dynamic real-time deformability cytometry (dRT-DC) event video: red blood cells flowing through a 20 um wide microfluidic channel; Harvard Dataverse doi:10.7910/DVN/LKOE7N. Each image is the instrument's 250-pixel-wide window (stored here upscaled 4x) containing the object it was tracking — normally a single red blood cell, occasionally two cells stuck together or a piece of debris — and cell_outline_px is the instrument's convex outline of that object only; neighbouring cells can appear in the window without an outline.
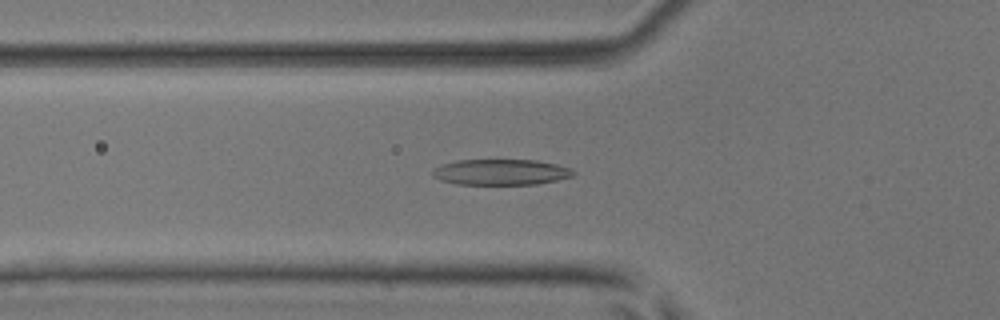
{"species": "common noctule bat (a hibernating species)", "species_latin": "Nyctalus noctula", "temperature_condition": "room temperature", "stored_images_in_passage": 47, "camera_frame_rate_fps": 3000, "um_per_image_px": 0.085, "animal": {"sex": "male", "body_mass_g": 17.9, "forearm_length_mm": 54.2}, "frame": {"image": 1, "passage_image": 15, "time_ms": 4.667, "image_size_px": [1000, 320], "cell_outline_px": [[576, 172], [572, 176], [556, 180], [536, 184], [456, 184], [440, 180], [432, 176], [432, 172], [440, 164], [456, 160], [536, 160], [556, 164], [572, 168]], "centroid_in_image_um": [42.56, 14.62], "position_along_channel_um": 83.2, "area_um2": 21.15}}
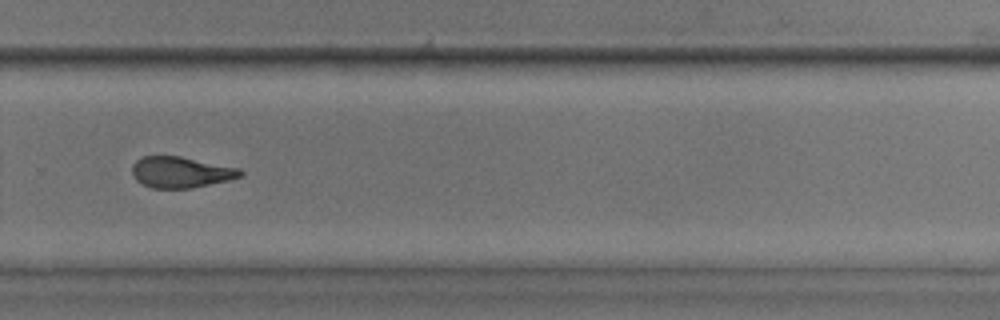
{"frame": {"image": 2, "passage_image": 32, "time_ms": 10.333, "image_size_px": [1000, 320], "cell_outline_px": [[244, 172], [240, 176], [228, 180], [192, 188], [152, 188], [136, 180], [132, 172], [132, 164], [136, 160], [144, 156], [180, 156], [240, 168]], "centroid_in_image_um": [15.37, 14.63], "position_along_channel_um": 314.4, "area_um2": 19.48}}
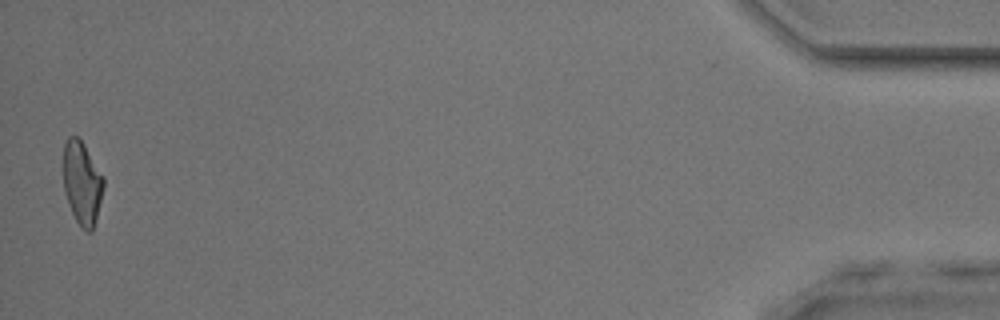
{"frame": {"image": 3, "passage_image": 47, "time_ms": 15.333, "image_size_px": [1000, 320], "cell_outline_px": [[104, 188], [96, 220], [92, 232], [88, 232], [80, 228], [68, 204], [64, 192], [64, 144], [68, 136], [76, 136], [84, 144], [104, 176]], "centroid_in_image_um": [6.99, 15.58], "position_along_channel_um": 428.2, "area_um2": 19.65}, "authors_computed_cell_mechanics": {"area_um2": 20.6346, "velocity_mm_per_s": 4.0788, "shape_relaxation_time_tau1_ms": 2.7386, "shape_relaxation_time_tau2_ms": 2.1592, "deformation_change_tau1": 0.1475, "deformation_change_tau2": 0.1167}}